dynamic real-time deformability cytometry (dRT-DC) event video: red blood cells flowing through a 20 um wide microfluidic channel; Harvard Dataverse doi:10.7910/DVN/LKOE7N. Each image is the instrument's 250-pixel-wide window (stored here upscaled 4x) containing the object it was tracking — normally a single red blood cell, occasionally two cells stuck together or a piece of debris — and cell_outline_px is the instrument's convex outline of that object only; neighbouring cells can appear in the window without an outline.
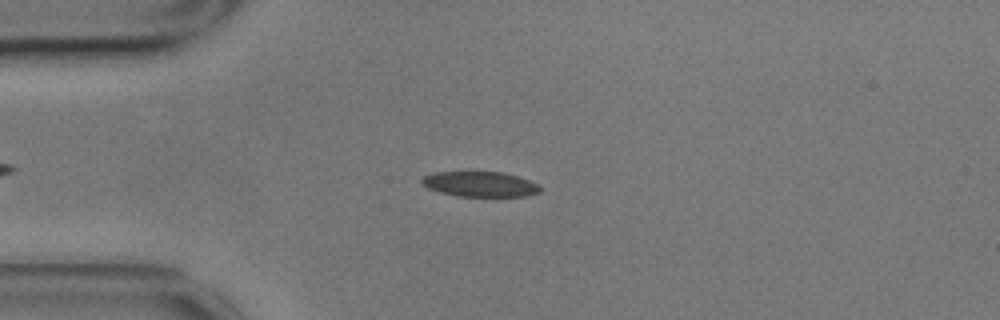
{"species": "common noctule bat (a hibernating species)", "species_latin": "Nyctalus noctula", "temperature_condition": "cold", "stored_images_in_passage": 56, "camera_frame_rate_fps": 3000, "um_per_image_px": 0.085, "animal": {"sex": "male", "body_mass_g": 17.9}, "frame": {"image": 1, "passage_image": 13, "time_ms": 4.0, "image_size_px": [1000, 320], "cell_outline_px": [[540, 192], [528, 196], [456, 196], [440, 192], [428, 188], [420, 184], [420, 180], [424, 176], [436, 172], [504, 172], [528, 180], [536, 184], [540, 188]], "centroid_in_image_um": [40.76, 15.65], "position_along_channel_um": 44.2, "area_um2": 17.28}}
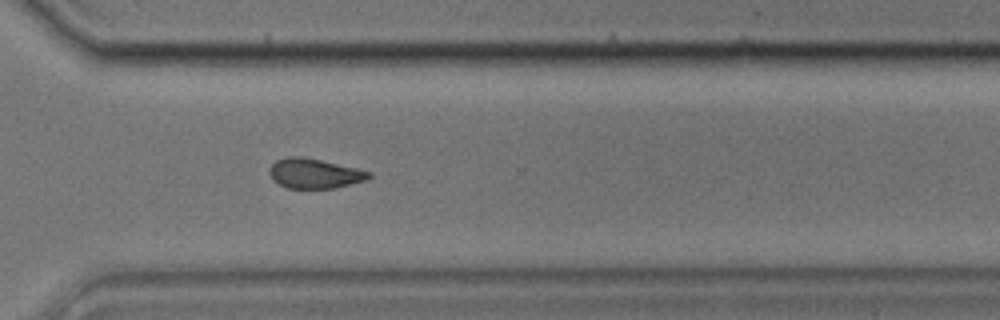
{"frame": {"image": 2, "passage_image": 40, "time_ms": 13.0, "image_size_px": [1000, 320], "cell_outline_px": [[372, 176], [368, 180], [332, 188], [288, 188], [280, 184], [268, 172], [272, 164], [276, 160], [288, 156], [300, 156], [320, 160], [356, 168], [372, 172]], "centroid_in_image_um": [26.76, 14.74], "position_along_channel_um": 343.8, "area_um2": 17.05}}
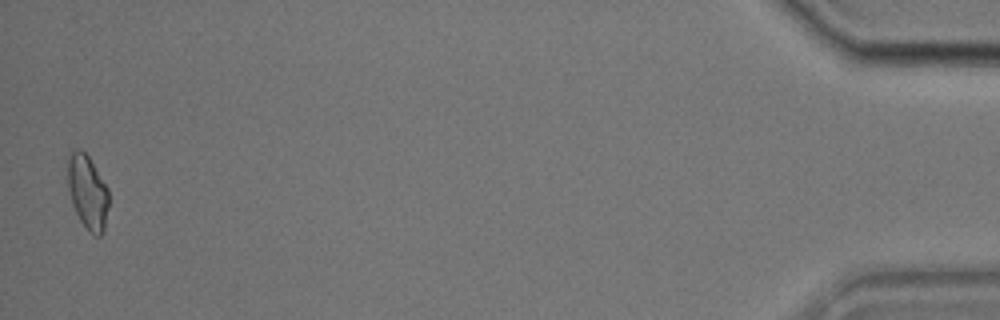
{"frame": {"image": 3, "passage_image": 55, "time_ms": 18.0, "image_size_px": [1000, 320], "cell_outline_px": [[108, 204], [104, 232], [100, 236], [96, 236], [80, 220], [72, 204], [68, 188], [68, 156], [76, 148], [80, 148], [88, 156], [108, 188]], "centroid_in_image_um": [7.44, 16.31], "position_along_channel_um": 427.8, "area_um2": 17.46}, "authors_computed_cell_mechanics": {"area_um2": 17.8602, "velocity_mm_per_s": 3.5139, "shape_relaxation_time_tau1_ms": 4.0005, "shape_relaxation_time_tau2_ms": 4.2553, "deformation_change_tau1": 0.1159, "deformation_change_tau2": 0.1087}}